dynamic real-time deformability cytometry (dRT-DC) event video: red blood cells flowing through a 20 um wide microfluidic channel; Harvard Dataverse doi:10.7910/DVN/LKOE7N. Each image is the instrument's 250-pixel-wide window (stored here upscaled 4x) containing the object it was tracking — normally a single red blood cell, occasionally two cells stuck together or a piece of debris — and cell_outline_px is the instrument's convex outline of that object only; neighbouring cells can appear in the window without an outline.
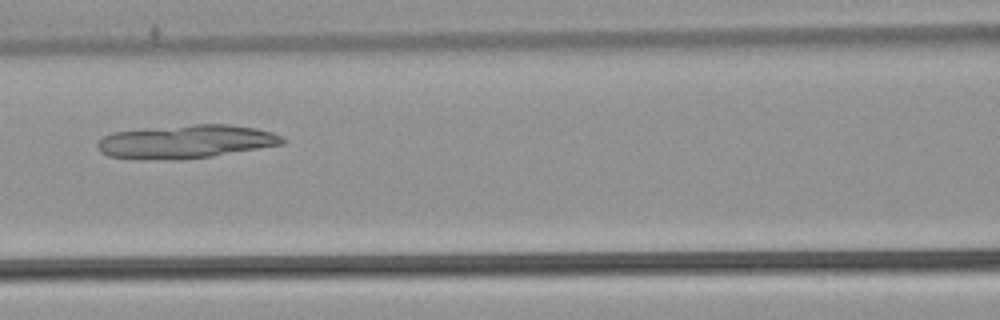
{"species": "common noctule bat (a hibernating species)", "species_latin": "Nyctalus noctula", "temperature_condition": "warm", "stored_images_in_passage": 50, "camera_frame_rate_fps": 3000, "um_per_image_px": 0.085, "animal": {"sex": "male", "body_mass_g": 21.5, "forearm_length_mm": 52.0}, "frame": {"image": 1, "passage_image": 21, "time_ms": 6.667, "image_size_px": [1000, 320], "cell_outline_px": [[288, 140], [284, 144], [212, 156], [176, 160], [108, 156], [100, 152], [96, 148], [96, 144], [104, 136], [112, 132], [144, 128], [192, 124], [228, 124], [256, 128], [272, 132], [284, 136]], "centroid_in_image_um": [15.85, 12.02], "position_along_channel_um": 150.8, "area_um2": 36.13}}
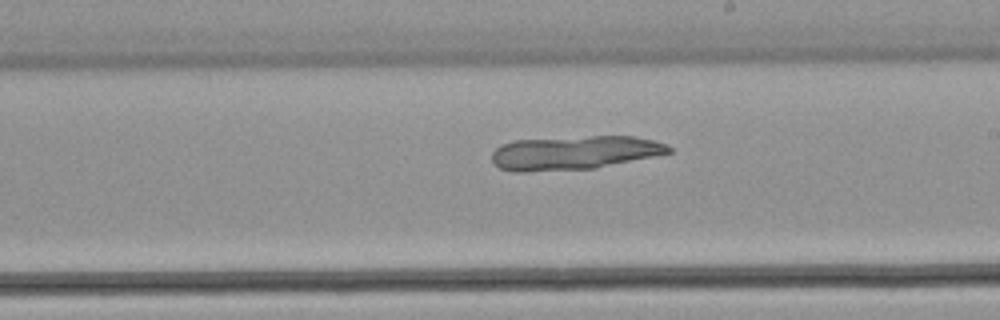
{"frame": {"image": 2, "passage_image": 28, "time_ms": 9.0, "image_size_px": [1000, 320], "cell_outline_px": [[672, 152], [596, 168], [524, 172], [512, 172], [500, 168], [492, 160], [492, 152], [500, 144], [516, 140], [592, 136], [636, 136], [652, 140], [664, 144], [672, 148]], "centroid_in_image_um": [48.78, 12.98], "position_along_channel_um": 240.2, "area_um2": 34.74}}
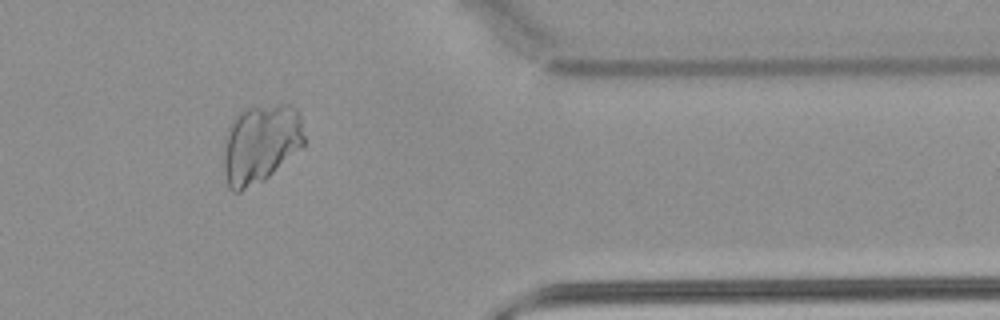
{"frame": {"image": 3, "passage_image": 41, "time_ms": 13.333, "image_size_px": [1000, 320], "cell_outline_px": [[304, 144], [264, 180], [240, 192], [232, 192], [228, 188], [224, 168], [224, 136], [232, 120], [240, 112], [248, 108], [280, 104], [288, 104], [296, 108], [300, 112], [304, 136]], "centroid_in_image_um": [22.13, 12.21], "position_along_channel_um": 389.3, "area_um2": 36.93}}